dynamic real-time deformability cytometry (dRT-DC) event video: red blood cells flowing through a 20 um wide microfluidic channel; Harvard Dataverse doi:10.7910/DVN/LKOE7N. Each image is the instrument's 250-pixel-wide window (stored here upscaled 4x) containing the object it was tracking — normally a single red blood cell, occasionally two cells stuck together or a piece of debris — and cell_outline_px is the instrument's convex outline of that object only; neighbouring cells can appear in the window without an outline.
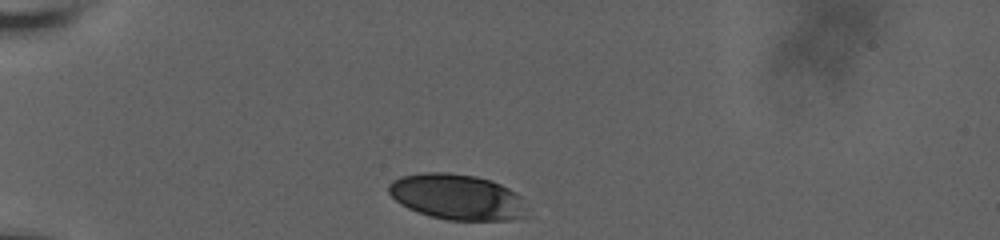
{"species": "human", "species_latin": "Homo sapiens", "temperature_condition": "room temperature", "stored_images_in_passage": 29, "camera_frame_rate_fps": 3000, "um_per_image_px": 0.085, "donor": {"sex": "male"}, "frame": {"image": 1, "passage_image": 1, "time_ms": 0.0, "image_size_px": [1000, 240], "cell_outline_px": [[524, 216], [512, 220], [448, 220], [432, 216], [408, 208], [400, 204], [388, 192], [388, 184], [392, 180], [400, 176], [424, 172], [448, 172], [476, 176], [492, 180], [516, 192], [520, 196], [524, 208]], "centroid_in_image_um": [38.81, 16.72], "position_along_channel_um": 46.2, "area_um2": 36.65}}
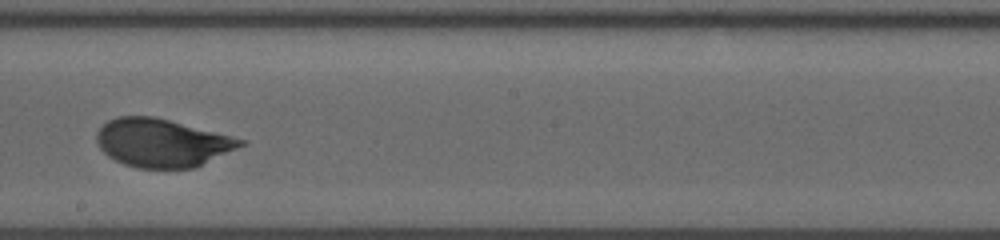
{"frame": {"image": 2, "passage_image": 17, "time_ms": 6.333, "image_size_px": [1000, 240], "cell_outline_px": [[248, 144], [196, 168], [136, 168], [124, 164], [108, 156], [100, 148], [96, 140], [96, 132], [108, 120], [120, 116], [152, 116], [248, 140]], "centroid_in_image_um": [13.82, 12.15], "position_along_channel_um": 234.4, "area_um2": 40.52}}
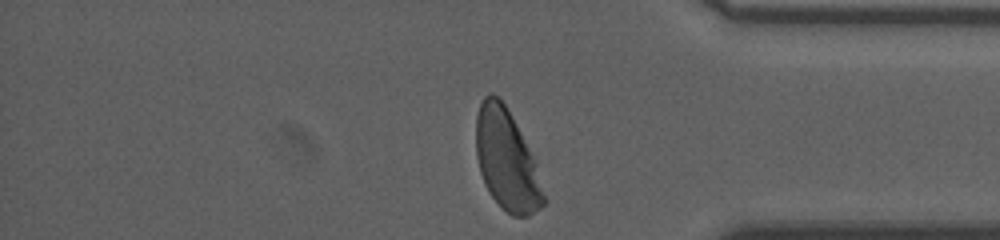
{"frame": {"image": 3, "passage_image": 29, "time_ms": 11.0, "image_size_px": [1000, 240], "cell_outline_px": [[548, 200], [540, 208], [528, 216], [512, 216], [488, 192], [484, 184], [480, 172], [476, 156], [476, 116], [480, 104], [484, 96], [488, 92], [492, 92], [504, 104], [536, 160]], "centroid_in_image_um": [43.09, 13.63], "position_along_channel_um": 392.1, "area_um2": 39.77}, "authors_computed_cell_mechanics": {"area_um2": 40.46, "velocity_mm_per_s": 3.6242, "shape_relaxation_time_tau1_ms": 3.1931, "shape_relaxation_time_tau2_ms": null, "deformation_change_tau1": 0.1326, "deformation_change_tau2": null}}